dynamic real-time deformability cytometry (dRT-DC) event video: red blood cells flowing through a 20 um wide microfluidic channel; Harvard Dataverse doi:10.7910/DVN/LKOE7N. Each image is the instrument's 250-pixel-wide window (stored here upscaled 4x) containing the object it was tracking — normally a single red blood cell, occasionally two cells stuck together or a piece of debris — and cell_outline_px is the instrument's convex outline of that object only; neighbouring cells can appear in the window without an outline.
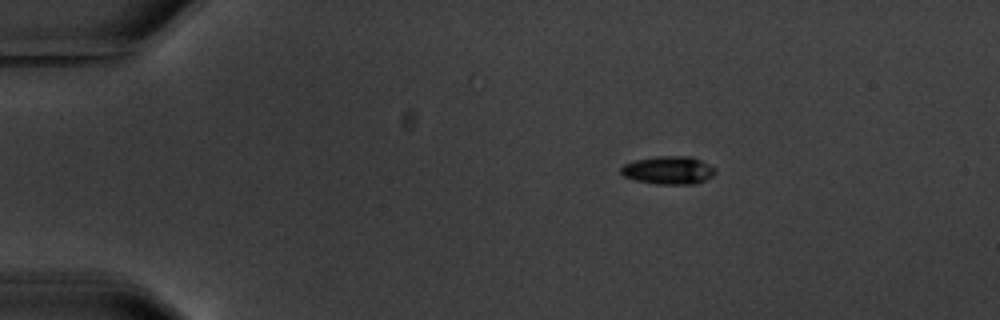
{"species": "common noctule bat (a hibernating species)", "species_latin": "Nyctalus noctula", "temperature_condition": "warm", "stored_images_in_passage": 6, "camera_frame_rate_fps": 3000, "um_per_image_px": 0.085, "animal": {"sex": "male", "body_mass_g": 20.1, "forearm_length_mm": 53.5}, "frame": {"image": 1, "passage_image": 3, "time_ms": 2.667, "image_size_px": [1000, 320], "cell_outline_px": [[716, 172], [712, 176], [696, 184], [656, 184], [636, 180], [624, 176], [620, 172], [620, 168], [624, 164], [636, 160], [656, 156], [692, 156], [716, 168]], "centroid_in_image_um": [56.83, 14.46], "position_along_channel_um": 28.2, "area_um2": 15.43}}
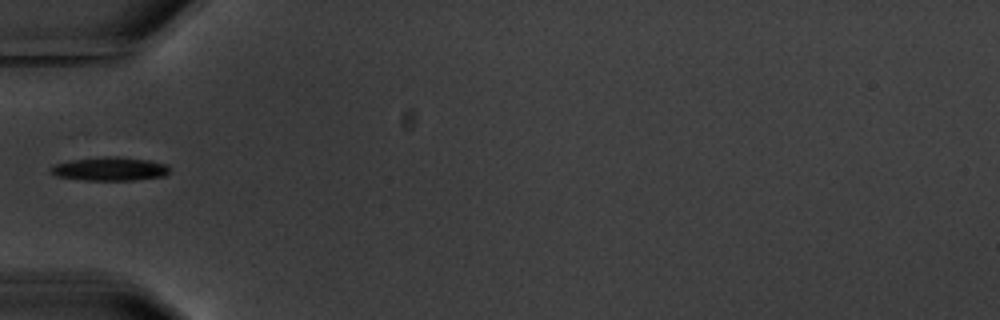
{"frame": {"image": 2, "passage_image": 6, "time_ms": 6.0, "image_size_px": [1000, 320], "cell_outline_px": [[168, 172], [164, 176], [136, 180], [84, 180], [56, 176], [48, 168], [56, 164], [72, 160], [104, 156], [120, 156], [152, 160], [168, 164]], "centroid_in_image_um": [9.37, 14.34], "position_along_channel_um": 75.6, "area_um2": 16.47}}